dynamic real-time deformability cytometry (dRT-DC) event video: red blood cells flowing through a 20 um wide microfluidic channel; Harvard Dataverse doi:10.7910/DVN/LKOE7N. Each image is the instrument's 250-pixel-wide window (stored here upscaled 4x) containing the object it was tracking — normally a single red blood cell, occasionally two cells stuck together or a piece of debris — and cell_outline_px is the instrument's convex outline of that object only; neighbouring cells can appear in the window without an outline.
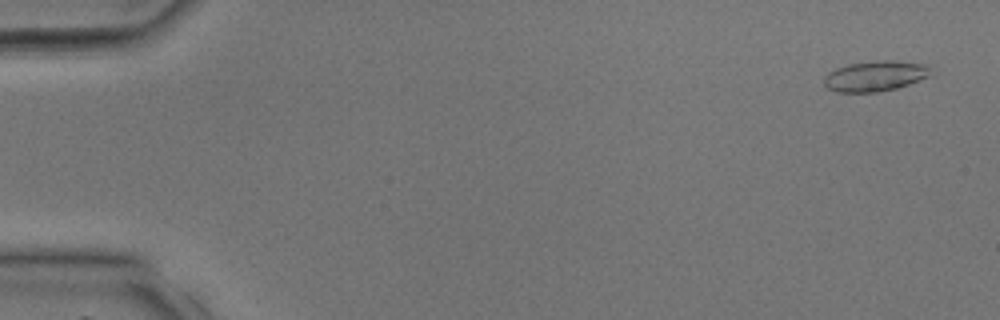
{"species": "common noctule bat (a hibernating species)", "species_latin": "Nyctalus noctula", "temperature_condition": "room temperature", "stored_images_in_passage": 12, "camera_frame_rate_fps": 3000, "um_per_image_px": 0.085, "animal": {"sex": "male", "body_mass_g": 17.9, "forearm_length_mm": 54.2}, "frame": {"image": 1, "passage_image": 2, "time_ms": 0.333, "image_size_px": [1000, 320], "cell_outline_px": [[928, 76], [908, 84], [896, 88], [876, 92], [836, 92], [828, 88], [824, 84], [824, 76], [828, 72], [836, 68], [848, 64], [876, 60], [896, 60], [928, 64]], "centroid_in_image_um": [74.34, 6.45], "position_along_channel_um": 10.7, "area_um2": 18.84}}
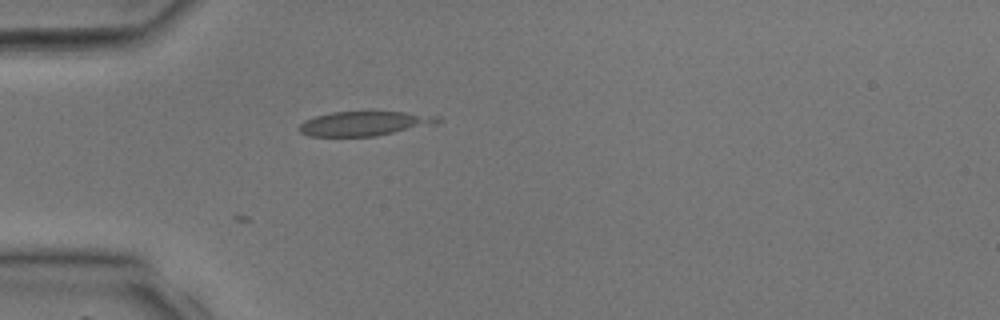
{"frame": {"image": 2, "passage_image": 12, "time_ms": 3.667, "image_size_px": [1000, 320], "cell_outline_px": [[440, 120], [436, 124], [376, 136], [308, 136], [300, 132], [296, 128], [304, 120], [316, 116], [332, 112], [404, 112], [440, 116]], "centroid_in_image_um": [30.95, 10.5], "position_along_channel_um": 54.0, "area_um2": 19.71}}